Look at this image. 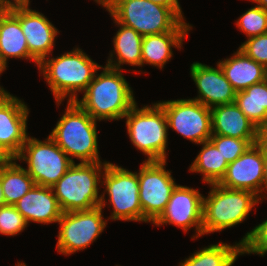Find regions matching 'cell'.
I'll return each mask as SVG.
<instances>
[{
	"label": "cell",
	"instance_id": "obj_1",
	"mask_svg": "<svg viewBox=\"0 0 267 266\" xmlns=\"http://www.w3.org/2000/svg\"><path fill=\"white\" fill-rule=\"evenodd\" d=\"M75 102L94 120H120L136 104L133 90L126 81L122 70L102 66Z\"/></svg>",
	"mask_w": 267,
	"mask_h": 266
},
{
	"label": "cell",
	"instance_id": "obj_2",
	"mask_svg": "<svg viewBox=\"0 0 267 266\" xmlns=\"http://www.w3.org/2000/svg\"><path fill=\"white\" fill-rule=\"evenodd\" d=\"M102 65H98L80 48L52 58L45 57L38 66L40 74L50 87L59 106L68 97V102L78 99Z\"/></svg>",
	"mask_w": 267,
	"mask_h": 266
},
{
	"label": "cell",
	"instance_id": "obj_3",
	"mask_svg": "<svg viewBox=\"0 0 267 266\" xmlns=\"http://www.w3.org/2000/svg\"><path fill=\"white\" fill-rule=\"evenodd\" d=\"M96 122L75 101H67L64 114L49 136L73 162V158L80 162H102Z\"/></svg>",
	"mask_w": 267,
	"mask_h": 266
},
{
	"label": "cell",
	"instance_id": "obj_4",
	"mask_svg": "<svg viewBox=\"0 0 267 266\" xmlns=\"http://www.w3.org/2000/svg\"><path fill=\"white\" fill-rule=\"evenodd\" d=\"M107 162H74L52 186L62 212L90 210L100 205L99 184Z\"/></svg>",
	"mask_w": 267,
	"mask_h": 266
},
{
	"label": "cell",
	"instance_id": "obj_5",
	"mask_svg": "<svg viewBox=\"0 0 267 266\" xmlns=\"http://www.w3.org/2000/svg\"><path fill=\"white\" fill-rule=\"evenodd\" d=\"M209 186L211 190L203 198V235L242 223L260 202L258 196L248 190L229 189L218 183Z\"/></svg>",
	"mask_w": 267,
	"mask_h": 266
},
{
	"label": "cell",
	"instance_id": "obj_6",
	"mask_svg": "<svg viewBox=\"0 0 267 266\" xmlns=\"http://www.w3.org/2000/svg\"><path fill=\"white\" fill-rule=\"evenodd\" d=\"M131 143L147 156L146 161H165L168 141V122L165 111L157 102L137 107L124 116Z\"/></svg>",
	"mask_w": 267,
	"mask_h": 266
},
{
	"label": "cell",
	"instance_id": "obj_7",
	"mask_svg": "<svg viewBox=\"0 0 267 266\" xmlns=\"http://www.w3.org/2000/svg\"><path fill=\"white\" fill-rule=\"evenodd\" d=\"M101 5L118 23L141 36L171 32L182 22L169 7L149 0H105Z\"/></svg>",
	"mask_w": 267,
	"mask_h": 266
},
{
	"label": "cell",
	"instance_id": "obj_8",
	"mask_svg": "<svg viewBox=\"0 0 267 266\" xmlns=\"http://www.w3.org/2000/svg\"><path fill=\"white\" fill-rule=\"evenodd\" d=\"M101 185L105 187L101 194L100 207L104 208L108 194L109 202L113 207L109 219L121 221L144 222L140 198L138 173L124 169L122 166L107 162L102 174Z\"/></svg>",
	"mask_w": 267,
	"mask_h": 266
},
{
	"label": "cell",
	"instance_id": "obj_9",
	"mask_svg": "<svg viewBox=\"0 0 267 266\" xmlns=\"http://www.w3.org/2000/svg\"><path fill=\"white\" fill-rule=\"evenodd\" d=\"M16 161H25V170L36 185L52 187L74 163L48 136L44 141L28 136Z\"/></svg>",
	"mask_w": 267,
	"mask_h": 266
},
{
	"label": "cell",
	"instance_id": "obj_10",
	"mask_svg": "<svg viewBox=\"0 0 267 266\" xmlns=\"http://www.w3.org/2000/svg\"><path fill=\"white\" fill-rule=\"evenodd\" d=\"M102 210L98 206L90 210L63 212L57 222L60 226L56 244L58 253L74 254L96 241L107 224Z\"/></svg>",
	"mask_w": 267,
	"mask_h": 266
},
{
	"label": "cell",
	"instance_id": "obj_11",
	"mask_svg": "<svg viewBox=\"0 0 267 266\" xmlns=\"http://www.w3.org/2000/svg\"><path fill=\"white\" fill-rule=\"evenodd\" d=\"M165 161H144L138 172L139 198L144 222L153 223L165 209L176 187Z\"/></svg>",
	"mask_w": 267,
	"mask_h": 266
},
{
	"label": "cell",
	"instance_id": "obj_12",
	"mask_svg": "<svg viewBox=\"0 0 267 266\" xmlns=\"http://www.w3.org/2000/svg\"><path fill=\"white\" fill-rule=\"evenodd\" d=\"M158 103L165 111L168 128H172V130L196 144L210 140L212 125L209 107L192 98L167 100Z\"/></svg>",
	"mask_w": 267,
	"mask_h": 266
},
{
	"label": "cell",
	"instance_id": "obj_13",
	"mask_svg": "<svg viewBox=\"0 0 267 266\" xmlns=\"http://www.w3.org/2000/svg\"><path fill=\"white\" fill-rule=\"evenodd\" d=\"M203 198L199 190L177 184L165 209L152 224H172L184 232L195 227L196 234L192 239L203 236Z\"/></svg>",
	"mask_w": 267,
	"mask_h": 266
},
{
	"label": "cell",
	"instance_id": "obj_14",
	"mask_svg": "<svg viewBox=\"0 0 267 266\" xmlns=\"http://www.w3.org/2000/svg\"><path fill=\"white\" fill-rule=\"evenodd\" d=\"M29 6V3L16 4L9 11L20 21L29 54L40 63L45 57H50L59 32L44 14Z\"/></svg>",
	"mask_w": 267,
	"mask_h": 266
},
{
	"label": "cell",
	"instance_id": "obj_15",
	"mask_svg": "<svg viewBox=\"0 0 267 266\" xmlns=\"http://www.w3.org/2000/svg\"><path fill=\"white\" fill-rule=\"evenodd\" d=\"M263 180L264 155L253 144L240 157L228 164L226 174L218 184L229 189L251 191L263 201V198L267 197L262 194Z\"/></svg>",
	"mask_w": 267,
	"mask_h": 266
},
{
	"label": "cell",
	"instance_id": "obj_16",
	"mask_svg": "<svg viewBox=\"0 0 267 266\" xmlns=\"http://www.w3.org/2000/svg\"><path fill=\"white\" fill-rule=\"evenodd\" d=\"M190 75L199 94L193 100L209 108L235 102L236 91L226 79L218 63L217 68H214L207 64L193 62L190 66Z\"/></svg>",
	"mask_w": 267,
	"mask_h": 266
},
{
	"label": "cell",
	"instance_id": "obj_17",
	"mask_svg": "<svg viewBox=\"0 0 267 266\" xmlns=\"http://www.w3.org/2000/svg\"><path fill=\"white\" fill-rule=\"evenodd\" d=\"M29 109L25 102L11 96L0 107V144L16 157L26 142Z\"/></svg>",
	"mask_w": 267,
	"mask_h": 266
},
{
	"label": "cell",
	"instance_id": "obj_18",
	"mask_svg": "<svg viewBox=\"0 0 267 266\" xmlns=\"http://www.w3.org/2000/svg\"><path fill=\"white\" fill-rule=\"evenodd\" d=\"M183 20L173 31L143 36L141 46V66L148 64L162 70L172 58V48H182L184 38L188 37L191 25Z\"/></svg>",
	"mask_w": 267,
	"mask_h": 266
},
{
	"label": "cell",
	"instance_id": "obj_19",
	"mask_svg": "<svg viewBox=\"0 0 267 266\" xmlns=\"http://www.w3.org/2000/svg\"><path fill=\"white\" fill-rule=\"evenodd\" d=\"M29 224L31 221L41 224L57 223L62 211L52 187L35 185L15 204Z\"/></svg>",
	"mask_w": 267,
	"mask_h": 266
},
{
	"label": "cell",
	"instance_id": "obj_20",
	"mask_svg": "<svg viewBox=\"0 0 267 266\" xmlns=\"http://www.w3.org/2000/svg\"><path fill=\"white\" fill-rule=\"evenodd\" d=\"M210 110L212 135L256 139V125L244 115L235 102L217 105Z\"/></svg>",
	"mask_w": 267,
	"mask_h": 266
},
{
	"label": "cell",
	"instance_id": "obj_21",
	"mask_svg": "<svg viewBox=\"0 0 267 266\" xmlns=\"http://www.w3.org/2000/svg\"><path fill=\"white\" fill-rule=\"evenodd\" d=\"M230 58L217 62L233 89L238 92L267 79V69L239 48Z\"/></svg>",
	"mask_w": 267,
	"mask_h": 266
},
{
	"label": "cell",
	"instance_id": "obj_22",
	"mask_svg": "<svg viewBox=\"0 0 267 266\" xmlns=\"http://www.w3.org/2000/svg\"><path fill=\"white\" fill-rule=\"evenodd\" d=\"M0 54L6 63L10 58H21L39 66L29 54L20 21L9 10H0Z\"/></svg>",
	"mask_w": 267,
	"mask_h": 266
},
{
	"label": "cell",
	"instance_id": "obj_23",
	"mask_svg": "<svg viewBox=\"0 0 267 266\" xmlns=\"http://www.w3.org/2000/svg\"><path fill=\"white\" fill-rule=\"evenodd\" d=\"M114 23L119 27L113 38V52L109 54L106 66L113 69L123 70L121 66L128 64L141 67V46L142 39L137 31L118 23L114 18ZM114 54L116 58L113 59Z\"/></svg>",
	"mask_w": 267,
	"mask_h": 266
},
{
	"label": "cell",
	"instance_id": "obj_24",
	"mask_svg": "<svg viewBox=\"0 0 267 266\" xmlns=\"http://www.w3.org/2000/svg\"><path fill=\"white\" fill-rule=\"evenodd\" d=\"M198 145H202V148L189 166V171L201 173L203 175L202 181L208 185L219 183L226 174L227 161L210 140Z\"/></svg>",
	"mask_w": 267,
	"mask_h": 266
},
{
	"label": "cell",
	"instance_id": "obj_25",
	"mask_svg": "<svg viewBox=\"0 0 267 266\" xmlns=\"http://www.w3.org/2000/svg\"><path fill=\"white\" fill-rule=\"evenodd\" d=\"M242 255L241 244H211L181 262L178 266H232L237 257Z\"/></svg>",
	"mask_w": 267,
	"mask_h": 266
},
{
	"label": "cell",
	"instance_id": "obj_26",
	"mask_svg": "<svg viewBox=\"0 0 267 266\" xmlns=\"http://www.w3.org/2000/svg\"><path fill=\"white\" fill-rule=\"evenodd\" d=\"M14 159L0 168V181L6 205H15L35 185L28 172Z\"/></svg>",
	"mask_w": 267,
	"mask_h": 266
},
{
	"label": "cell",
	"instance_id": "obj_27",
	"mask_svg": "<svg viewBox=\"0 0 267 266\" xmlns=\"http://www.w3.org/2000/svg\"><path fill=\"white\" fill-rule=\"evenodd\" d=\"M235 103L256 127L267 121V79L236 92Z\"/></svg>",
	"mask_w": 267,
	"mask_h": 266
},
{
	"label": "cell",
	"instance_id": "obj_28",
	"mask_svg": "<svg viewBox=\"0 0 267 266\" xmlns=\"http://www.w3.org/2000/svg\"><path fill=\"white\" fill-rule=\"evenodd\" d=\"M236 27L248 38L267 33V11L259 6L244 12L236 21Z\"/></svg>",
	"mask_w": 267,
	"mask_h": 266
},
{
	"label": "cell",
	"instance_id": "obj_29",
	"mask_svg": "<svg viewBox=\"0 0 267 266\" xmlns=\"http://www.w3.org/2000/svg\"><path fill=\"white\" fill-rule=\"evenodd\" d=\"M210 141L218 148L227 163L233 162L240 157L256 139H239L222 135H212Z\"/></svg>",
	"mask_w": 267,
	"mask_h": 266
},
{
	"label": "cell",
	"instance_id": "obj_30",
	"mask_svg": "<svg viewBox=\"0 0 267 266\" xmlns=\"http://www.w3.org/2000/svg\"><path fill=\"white\" fill-rule=\"evenodd\" d=\"M243 254H267V220L262 221L239 241Z\"/></svg>",
	"mask_w": 267,
	"mask_h": 266
},
{
	"label": "cell",
	"instance_id": "obj_31",
	"mask_svg": "<svg viewBox=\"0 0 267 266\" xmlns=\"http://www.w3.org/2000/svg\"><path fill=\"white\" fill-rule=\"evenodd\" d=\"M27 221L15 205L0 206V234L15 236L25 230Z\"/></svg>",
	"mask_w": 267,
	"mask_h": 266
},
{
	"label": "cell",
	"instance_id": "obj_32",
	"mask_svg": "<svg viewBox=\"0 0 267 266\" xmlns=\"http://www.w3.org/2000/svg\"><path fill=\"white\" fill-rule=\"evenodd\" d=\"M247 39L239 49L267 69V33Z\"/></svg>",
	"mask_w": 267,
	"mask_h": 266
},
{
	"label": "cell",
	"instance_id": "obj_33",
	"mask_svg": "<svg viewBox=\"0 0 267 266\" xmlns=\"http://www.w3.org/2000/svg\"><path fill=\"white\" fill-rule=\"evenodd\" d=\"M255 145L267 155V121L257 126Z\"/></svg>",
	"mask_w": 267,
	"mask_h": 266
},
{
	"label": "cell",
	"instance_id": "obj_34",
	"mask_svg": "<svg viewBox=\"0 0 267 266\" xmlns=\"http://www.w3.org/2000/svg\"><path fill=\"white\" fill-rule=\"evenodd\" d=\"M153 3L169 7L182 21L184 19L183 11L181 10L178 0H149Z\"/></svg>",
	"mask_w": 267,
	"mask_h": 266
},
{
	"label": "cell",
	"instance_id": "obj_35",
	"mask_svg": "<svg viewBox=\"0 0 267 266\" xmlns=\"http://www.w3.org/2000/svg\"><path fill=\"white\" fill-rule=\"evenodd\" d=\"M15 157L0 144V168L9 165Z\"/></svg>",
	"mask_w": 267,
	"mask_h": 266
},
{
	"label": "cell",
	"instance_id": "obj_36",
	"mask_svg": "<svg viewBox=\"0 0 267 266\" xmlns=\"http://www.w3.org/2000/svg\"><path fill=\"white\" fill-rule=\"evenodd\" d=\"M16 4H19L16 0H0V10H9Z\"/></svg>",
	"mask_w": 267,
	"mask_h": 266
},
{
	"label": "cell",
	"instance_id": "obj_37",
	"mask_svg": "<svg viewBox=\"0 0 267 266\" xmlns=\"http://www.w3.org/2000/svg\"><path fill=\"white\" fill-rule=\"evenodd\" d=\"M12 96L2 86H0V107Z\"/></svg>",
	"mask_w": 267,
	"mask_h": 266
},
{
	"label": "cell",
	"instance_id": "obj_38",
	"mask_svg": "<svg viewBox=\"0 0 267 266\" xmlns=\"http://www.w3.org/2000/svg\"><path fill=\"white\" fill-rule=\"evenodd\" d=\"M267 192V155H264V180L262 185V193Z\"/></svg>",
	"mask_w": 267,
	"mask_h": 266
},
{
	"label": "cell",
	"instance_id": "obj_39",
	"mask_svg": "<svg viewBox=\"0 0 267 266\" xmlns=\"http://www.w3.org/2000/svg\"><path fill=\"white\" fill-rule=\"evenodd\" d=\"M250 1L257 3V6L267 11V0H250Z\"/></svg>",
	"mask_w": 267,
	"mask_h": 266
},
{
	"label": "cell",
	"instance_id": "obj_40",
	"mask_svg": "<svg viewBox=\"0 0 267 266\" xmlns=\"http://www.w3.org/2000/svg\"><path fill=\"white\" fill-rule=\"evenodd\" d=\"M7 63L2 59V56L0 54V75L3 73V71L6 70Z\"/></svg>",
	"mask_w": 267,
	"mask_h": 266
},
{
	"label": "cell",
	"instance_id": "obj_41",
	"mask_svg": "<svg viewBox=\"0 0 267 266\" xmlns=\"http://www.w3.org/2000/svg\"><path fill=\"white\" fill-rule=\"evenodd\" d=\"M3 205H6V203H5V198L3 195V189H2L1 181H0V206H3Z\"/></svg>",
	"mask_w": 267,
	"mask_h": 266
},
{
	"label": "cell",
	"instance_id": "obj_42",
	"mask_svg": "<svg viewBox=\"0 0 267 266\" xmlns=\"http://www.w3.org/2000/svg\"><path fill=\"white\" fill-rule=\"evenodd\" d=\"M19 4H26L29 3L30 4V0H16Z\"/></svg>",
	"mask_w": 267,
	"mask_h": 266
},
{
	"label": "cell",
	"instance_id": "obj_43",
	"mask_svg": "<svg viewBox=\"0 0 267 266\" xmlns=\"http://www.w3.org/2000/svg\"><path fill=\"white\" fill-rule=\"evenodd\" d=\"M97 4L101 5L105 0H94Z\"/></svg>",
	"mask_w": 267,
	"mask_h": 266
},
{
	"label": "cell",
	"instance_id": "obj_44",
	"mask_svg": "<svg viewBox=\"0 0 267 266\" xmlns=\"http://www.w3.org/2000/svg\"><path fill=\"white\" fill-rule=\"evenodd\" d=\"M16 266H27V265L25 263H23V262H19V263H17Z\"/></svg>",
	"mask_w": 267,
	"mask_h": 266
}]
</instances>
